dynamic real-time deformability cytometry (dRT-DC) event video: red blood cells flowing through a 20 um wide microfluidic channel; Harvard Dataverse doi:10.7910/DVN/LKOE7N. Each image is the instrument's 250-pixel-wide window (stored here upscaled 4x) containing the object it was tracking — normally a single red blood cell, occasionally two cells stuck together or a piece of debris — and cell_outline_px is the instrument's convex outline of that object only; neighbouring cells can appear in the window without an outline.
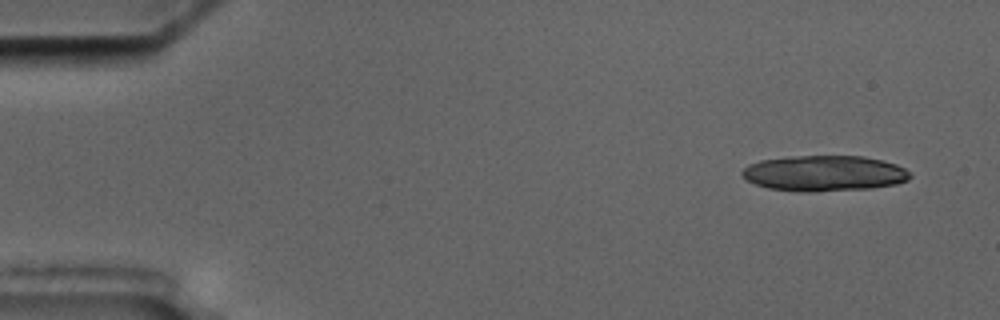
{"species": "common noctule bat (a hibernating species)", "species_latin": "Nyctalus noctula", "temperature_condition": "cold", "stored_images_in_passage": 7, "camera_frame_rate_fps": 3000, "um_per_image_px": 0.085, "animal": {"sex": "male", "body_mass_g": 17.5, "forearm_length_mm": 52.3}, "frame": {"image": 1, "passage_image": 1, "time_ms": 0.0, "image_size_px": [1000, 320], "cell_outline_px": [[912, 176], [908, 180], [896, 184], [868, 188], [816, 192], [800, 192], [768, 188], [756, 184], [748, 180], [740, 172], [748, 164], [760, 160], [788, 156], [864, 156], [896, 164], [904, 168]], "centroid_in_image_um": [70.04, 14.73], "position_along_channel_um": 15.0, "area_um2": 34.97}}